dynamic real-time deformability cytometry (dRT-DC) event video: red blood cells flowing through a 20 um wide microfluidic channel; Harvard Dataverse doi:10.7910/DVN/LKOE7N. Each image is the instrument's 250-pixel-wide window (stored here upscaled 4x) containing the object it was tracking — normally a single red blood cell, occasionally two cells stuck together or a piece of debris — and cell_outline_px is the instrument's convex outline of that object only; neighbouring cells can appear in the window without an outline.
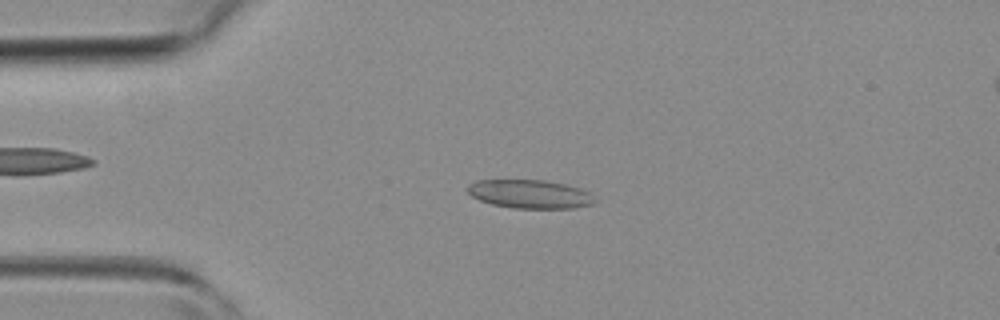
{"species": "common noctule bat (a hibernating species)", "species_latin": "Nyctalus noctula", "temperature_condition": "room temperature", "stored_images_in_passage": 3, "camera_frame_rate_fps": 3000, "um_per_image_px": 0.085, "animal": {"sex": "female", "body_mass_g": 19.3, "forearm_length_mm": 54.1}, "frame": {"image": 1, "passage_image": 2, "time_ms": 1.333, "image_size_px": [1000, 320], "cell_outline_px": [[596, 200], [592, 204], [572, 208], [512, 208], [492, 204], [480, 200], [472, 196], [464, 188], [468, 184], [476, 180], [544, 180], [564, 184], [580, 188], [588, 192]], "centroid_in_image_um": [44.99, 16.49], "position_along_channel_um": 40.0, "area_um2": 21.15}}